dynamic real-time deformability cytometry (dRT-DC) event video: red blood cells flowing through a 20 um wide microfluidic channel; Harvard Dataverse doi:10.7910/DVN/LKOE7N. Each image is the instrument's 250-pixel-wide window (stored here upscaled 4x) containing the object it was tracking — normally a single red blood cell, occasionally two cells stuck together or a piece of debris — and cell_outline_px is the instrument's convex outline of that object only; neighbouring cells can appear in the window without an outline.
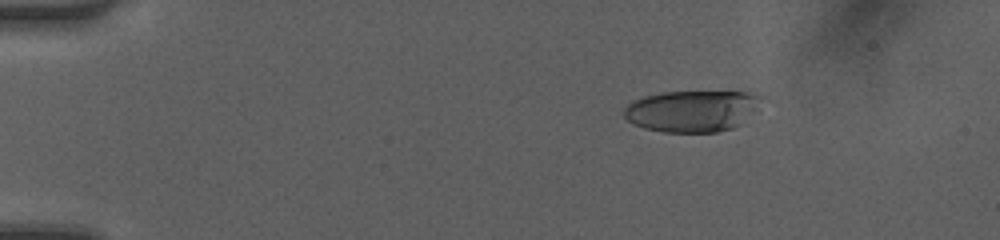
{"species": "human", "species_latin": "Homo sapiens", "temperature_condition": "room temperature", "stored_images_in_passage": 45, "camera_frame_rate_fps": 3000, "um_per_image_px": 0.085, "donor": {"sex": "female"}, "frame": {"image": 1, "passage_image": 8, "time_ms": 2.333, "image_size_px": [1000, 240], "cell_outline_px": [[764, 96], [756, 108], [740, 124], [732, 128], [716, 132], [664, 132], [644, 128], [632, 124], [624, 116], [624, 108], [632, 100], [644, 96], [664, 92], [756, 92]], "centroid_in_image_um": [58.81, 9.42], "position_along_channel_um": 26.2, "area_um2": 33.18}}
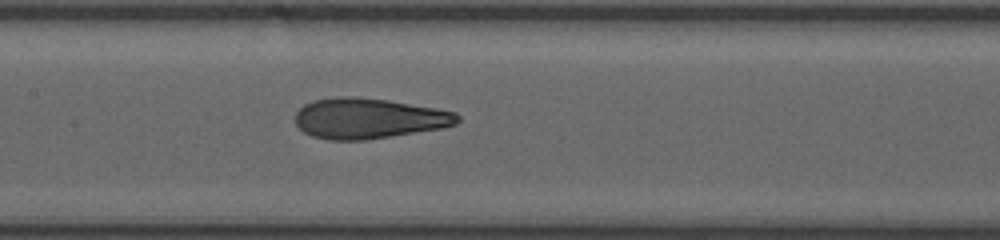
{"frame": {"image": 2, "passage_image": 23, "time_ms": 7.333, "image_size_px": [1000, 240], "cell_outline_px": [[460, 120], [456, 124], [440, 128], [392, 136], [364, 140], [328, 140], [312, 136], [304, 132], [296, 124], [296, 112], [304, 104], [312, 100], [336, 96], [356, 96], [388, 100], [436, 108], [456, 112], [460, 116]], "centroid_in_image_um": [31.32, 10.05], "position_along_channel_um": 176.1, "area_um2": 38.38}}
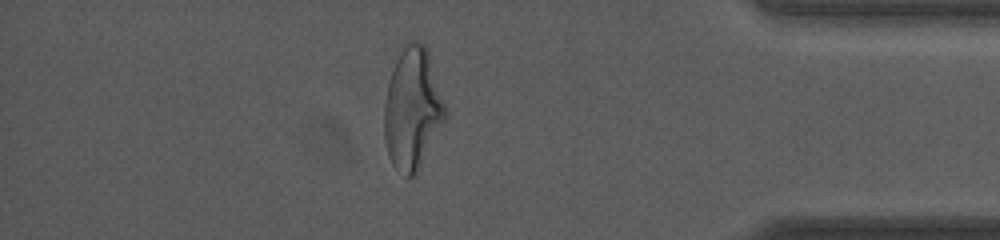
{"frame": {"image": 3, "passage_image": 40, "time_ms": 13.0, "image_size_px": [1000, 240], "cell_outline_px": [[448, 116], [416, 176], [408, 180], [392, 164], [388, 152], [384, 136], [384, 104], [388, 80], [396, 48], [408, 40], [412, 40], [424, 44], [428, 48]], "centroid_in_image_um": [35.05, 9.2], "position_along_channel_um": 400.2, "area_um2": 44.51}, "authors_computed_cell_mechanics": {"area_um2": 37.9746, "velocity_mm_per_s": 4.2303, "shape_relaxation_time_tau1_ms": 3.8083, "shape_relaxation_time_tau2_ms": 0.9864, "deformation_change_tau1": 0.1883, "deformation_change_tau2": 0.0972}}